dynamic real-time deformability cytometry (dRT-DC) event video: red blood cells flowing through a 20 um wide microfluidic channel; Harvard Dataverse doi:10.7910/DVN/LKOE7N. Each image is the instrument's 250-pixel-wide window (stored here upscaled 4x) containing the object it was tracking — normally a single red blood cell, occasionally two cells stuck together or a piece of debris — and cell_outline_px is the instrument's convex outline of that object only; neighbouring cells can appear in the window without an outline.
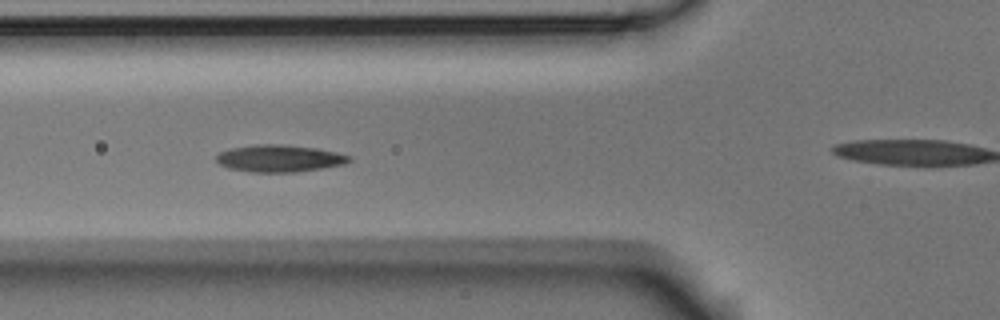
{"species": "Egyptian fruit bat (a non-hibernating species)", "species_latin": "Rousettus aegyptiacus", "temperature_condition": "room temperature", "stored_images_in_passage": 10, "camera_frame_rate_fps": 3000, "um_per_image_px": 0.085, "animal": {"sex": "male"}, "frame": {"image": 1, "passage_image": 5, "time_ms": 1.333, "image_size_px": [1000, 320], "cell_outline_px": [[352, 160], [344, 164], [324, 168], [296, 172], [252, 172], [228, 168], [220, 164], [216, 160], [216, 156], [220, 152], [232, 148], [252, 144], [280, 144], [316, 148], [336, 152], [352, 156]], "centroid_in_image_um": [23.77, 13.46], "position_along_channel_um": 102.0, "area_um2": 21.04}}
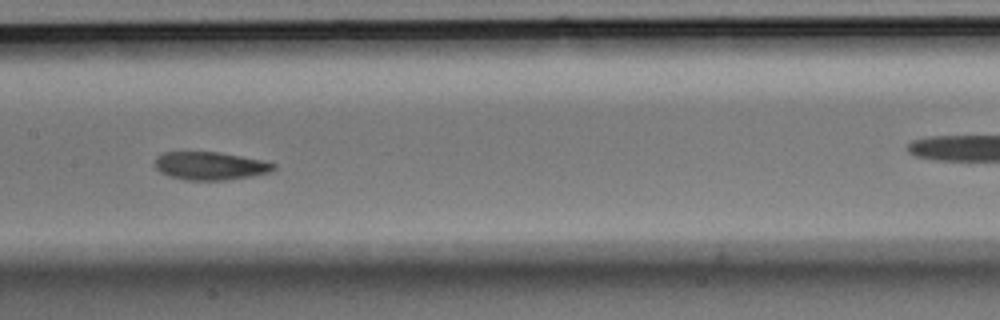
{"frame": {"image": 2, "passage_image": 7, "time_ms": 2.0, "image_size_px": [1000, 320], "cell_outline_px": [[276, 168], [268, 172], [252, 176], [224, 180], [188, 180], [168, 176], [160, 172], [156, 168], [156, 156], [160, 152], [220, 152], [264, 160], [276, 164]], "centroid_in_image_um": [17.86, 14.09], "position_along_channel_um": 189.5, "area_um2": 19.48}}
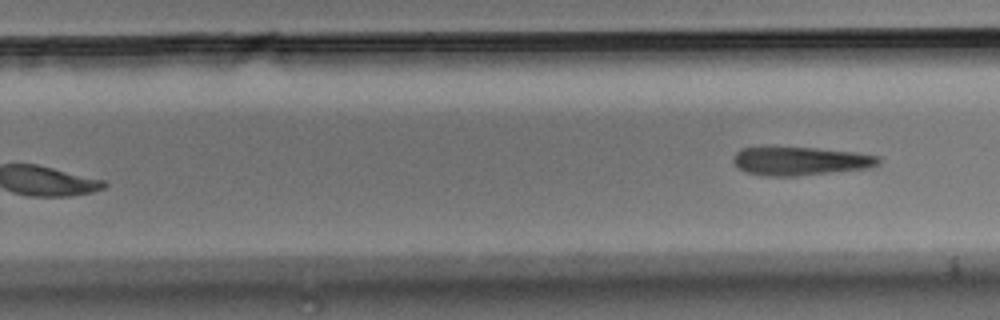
{"frame": {"image": 3, "passage_image": 10, "time_ms": 3.0, "image_size_px": [1000, 320], "cell_outline_px": [[880, 164], [872, 168], [796, 176], [764, 176], [744, 172], [732, 160], [732, 156], [740, 148], [816, 148], [856, 152], [880, 156]], "centroid_in_image_um": [68.07, 13.7], "position_along_channel_um": 261.7, "area_um2": 24.16}}